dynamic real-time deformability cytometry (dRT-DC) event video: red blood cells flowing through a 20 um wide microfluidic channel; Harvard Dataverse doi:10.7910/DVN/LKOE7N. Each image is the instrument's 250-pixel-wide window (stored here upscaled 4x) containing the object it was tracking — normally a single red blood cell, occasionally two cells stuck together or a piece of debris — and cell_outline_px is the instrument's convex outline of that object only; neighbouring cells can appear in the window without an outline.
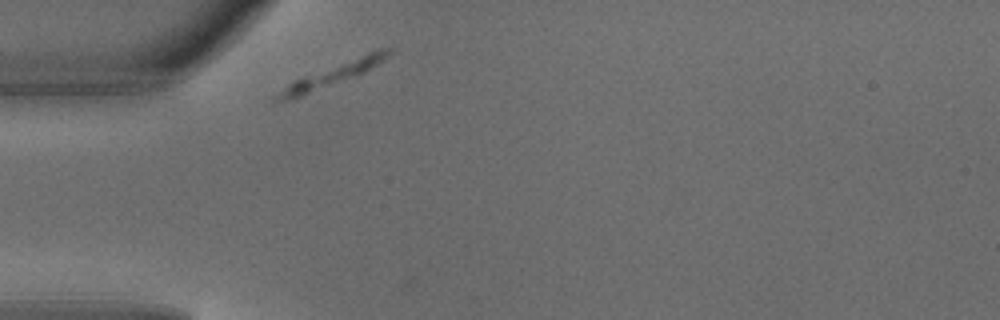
{"species": "common noctule bat (a hibernating species)", "species_latin": "Nyctalus noctula", "temperature_condition": "warm", "stored_images_in_passage": 2, "camera_frame_rate_fps": 3000, "um_per_image_px": 0.085, "animal": {"sex": "male", "body_mass_g": 18.8}, "frame": {"image": 1, "passage_image": 1, "time_ms": 0.0, "image_size_px": [1000, 320], "cell_outline_px": [[392, 52], [388, 56], [364, 72], [300, 96], [288, 100], [272, 100], [272, 96], [288, 84], [304, 76], [368, 52], [380, 48], [392, 48]], "centroid_in_image_um": [28.23, 6.34], "position_along_channel_um": 56.8, "area_um2": 13.81}}